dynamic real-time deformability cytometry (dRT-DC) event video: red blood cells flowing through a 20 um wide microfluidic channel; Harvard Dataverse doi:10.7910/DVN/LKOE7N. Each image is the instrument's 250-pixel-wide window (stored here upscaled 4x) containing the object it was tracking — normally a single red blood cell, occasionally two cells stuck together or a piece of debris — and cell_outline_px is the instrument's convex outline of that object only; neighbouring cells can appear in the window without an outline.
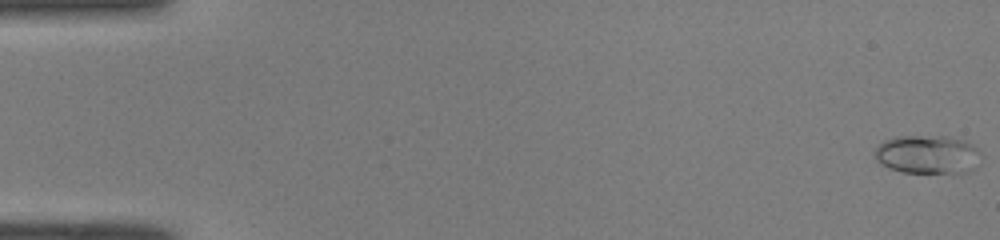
{"species": "common noctule bat (a hibernating species)", "species_latin": "Nyctalus noctula", "temperature_condition": "room temperature", "stored_images_in_passage": 50, "camera_frame_rate_fps": 3000, "um_per_image_px": 0.085, "animal": {"sex": "male", "body_mass_g": 19.0, "forearm_length_mm": 50.8}, "frame": {"image": 1, "passage_image": 1, "time_ms": 0.0, "image_size_px": [1000, 240], "cell_outline_px": [[980, 152], [976, 168], [968, 172], [900, 172], [888, 168], [880, 164], [876, 160], [876, 148], [884, 140], [896, 136], [948, 136], [964, 140], [980, 148]], "centroid_in_image_um": [78.86, 13.12], "position_along_channel_um": 6.1, "area_um2": 23.99}}
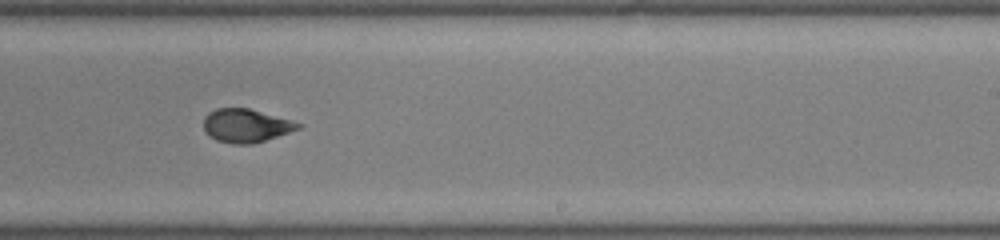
{"frame": {"image": 2, "passage_image": 32, "time_ms": 10.333, "image_size_px": [1000, 240], "cell_outline_px": [[304, 124], [300, 128], [252, 144], [232, 144], [216, 140], [204, 128], [204, 116], [208, 112], [216, 108], [248, 108]], "centroid_in_image_um": [20.89, 10.67], "position_along_channel_um": 268.1, "area_um2": 18.09}}
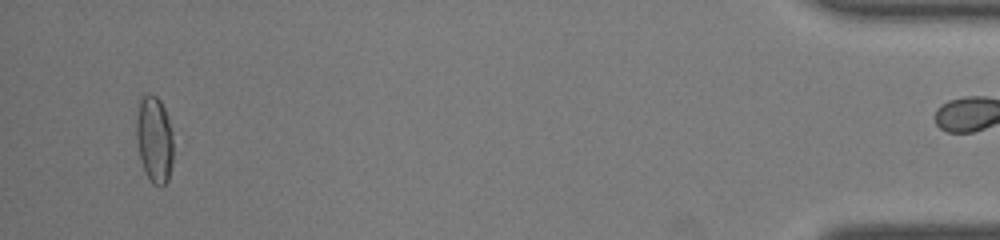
{"frame": {"image": 3, "passage_image": 49, "time_ms": 16.0, "image_size_px": [1000, 240], "cell_outline_px": [[172, 164], [168, 180], [164, 184], [152, 184], [144, 168], [140, 156], [136, 140], [136, 120], [140, 100], [148, 92], [152, 92], [160, 100], [168, 116], [172, 132]], "centroid_in_image_um": [13.12, 11.8], "position_along_channel_um": 422.1, "area_um2": 18.55}, "authors_computed_cell_mechanics": {"area_um2": 18.6694, "velocity_mm_per_s": 4.0719, "shape_relaxation_time_tau1_ms": 7.9057, "shape_relaxation_time_tau2_ms": 1.4343, "deformation_change_tau1": 0.2104, "deformation_change_tau2": 0.0733}}